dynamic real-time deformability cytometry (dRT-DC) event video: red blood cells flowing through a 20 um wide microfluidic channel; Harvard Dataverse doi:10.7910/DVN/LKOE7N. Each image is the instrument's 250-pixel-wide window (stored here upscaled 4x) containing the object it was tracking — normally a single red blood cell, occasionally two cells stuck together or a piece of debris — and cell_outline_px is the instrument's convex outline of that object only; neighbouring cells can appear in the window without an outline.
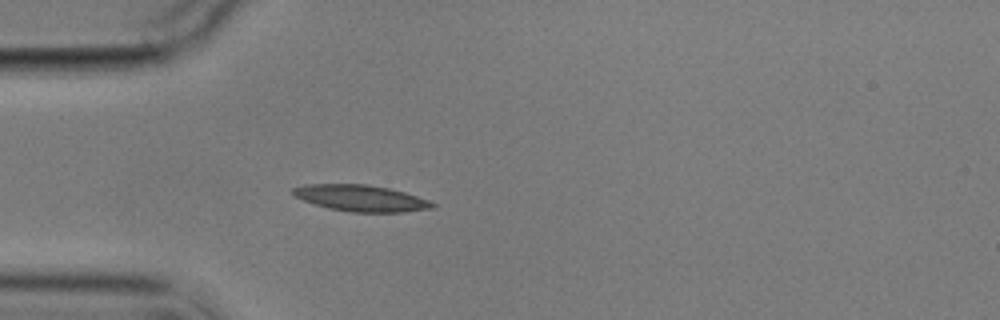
{"species": "common noctule bat (a hibernating species)", "species_latin": "Nyctalus noctula", "temperature_condition": "cold", "stored_images_in_passage": 5, "camera_frame_rate_fps": 3000, "um_per_image_px": 0.085, "animal": {"sex": "male", "body_mass_g": 17.9}, "frame": {"image": 1, "passage_image": 5, "time_ms": 4.667, "image_size_px": [1000, 320], "cell_outline_px": [[436, 208], [404, 212], [352, 212], [328, 208], [304, 200], [296, 196], [292, 192], [292, 188], [304, 184], [368, 184], [388, 188], [404, 192], [428, 200], [436, 204]], "centroid_in_image_um": [30.71, 16.84], "position_along_channel_um": 54.3, "area_um2": 21.33}}